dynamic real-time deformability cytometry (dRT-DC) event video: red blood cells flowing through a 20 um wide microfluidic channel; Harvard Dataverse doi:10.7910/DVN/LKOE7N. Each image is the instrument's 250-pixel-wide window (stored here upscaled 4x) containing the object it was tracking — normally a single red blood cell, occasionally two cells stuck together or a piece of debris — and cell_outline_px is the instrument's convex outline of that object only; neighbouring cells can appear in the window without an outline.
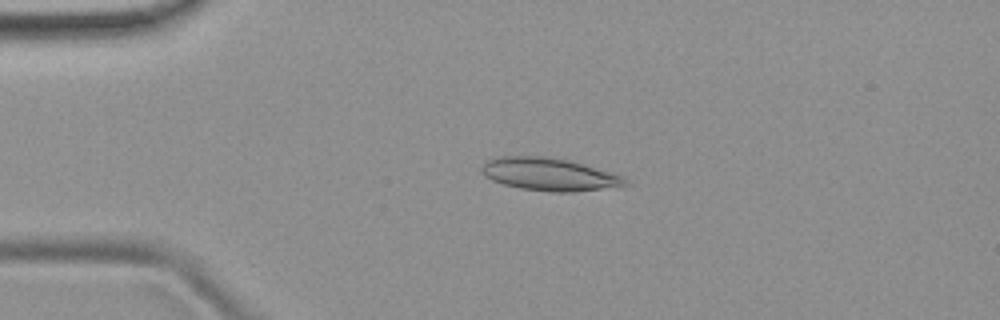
{"species": "common noctule bat (a hibernating species)", "species_latin": "Nyctalus noctula", "temperature_condition": "room temperature", "stored_images_in_passage": 51, "camera_frame_rate_fps": 3000, "um_per_image_px": 0.085, "animal": {"sex": "female", "body_mass_g": 19.9}, "frame": {"image": 1, "passage_image": 11, "time_ms": 3.333, "image_size_px": [1000, 320], "cell_outline_px": [[632, 184], [620, 188], [572, 192], [552, 192], [520, 188], [504, 184], [492, 180], [484, 176], [480, 172], [480, 168], [488, 160], [496, 156], [540, 156], [564, 160], [580, 164], [624, 176]], "centroid_in_image_um": [46.73, 14.84], "position_along_channel_um": 38.3, "area_um2": 27.51}}
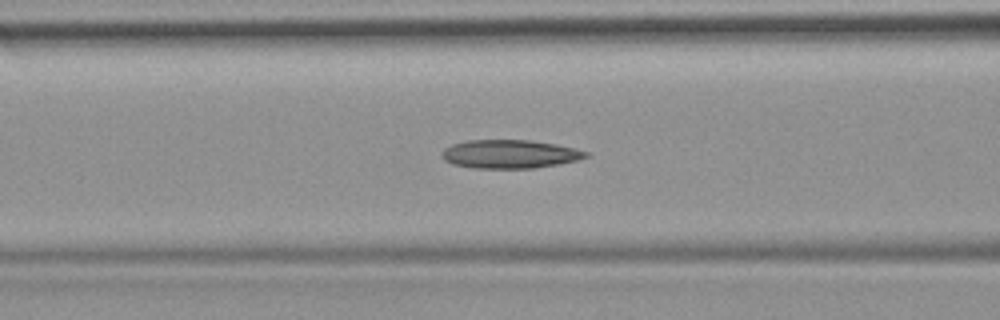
{"frame": {"image": 2, "passage_image": 20, "time_ms": 6.333, "image_size_px": [1000, 320], "cell_outline_px": [[592, 156], [560, 164], [532, 168], [472, 168], [452, 164], [444, 160], [440, 156], [444, 148], [452, 144], [468, 140], [532, 140], [556, 144], [588, 152]], "centroid_in_image_um": [43.31, 13.1], "position_along_channel_um": 123.3, "area_um2": 24.04}}
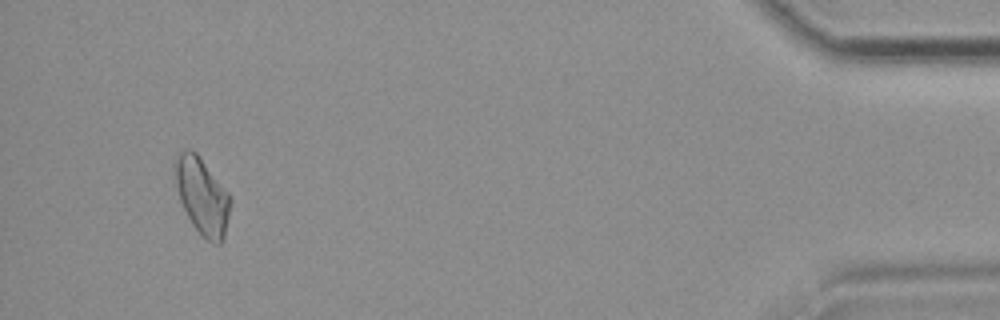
{"frame": {"image": 3, "passage_image": 48, "time_ms": 15.667, "image_size_px": [1000, 320], "cell_outline_px": [[232, 200], [224, 236], [220, 244], [212, 244], [192, 224], [180, 200], [176, 184], [172, 164], [176, 156], [180, 152], [188, 148], [196, 152], [232, 196]], "centroid_in_image_um": [17.18, 16.62], "position_along_channel_um": 418.0, "area_um2": 24.74}}